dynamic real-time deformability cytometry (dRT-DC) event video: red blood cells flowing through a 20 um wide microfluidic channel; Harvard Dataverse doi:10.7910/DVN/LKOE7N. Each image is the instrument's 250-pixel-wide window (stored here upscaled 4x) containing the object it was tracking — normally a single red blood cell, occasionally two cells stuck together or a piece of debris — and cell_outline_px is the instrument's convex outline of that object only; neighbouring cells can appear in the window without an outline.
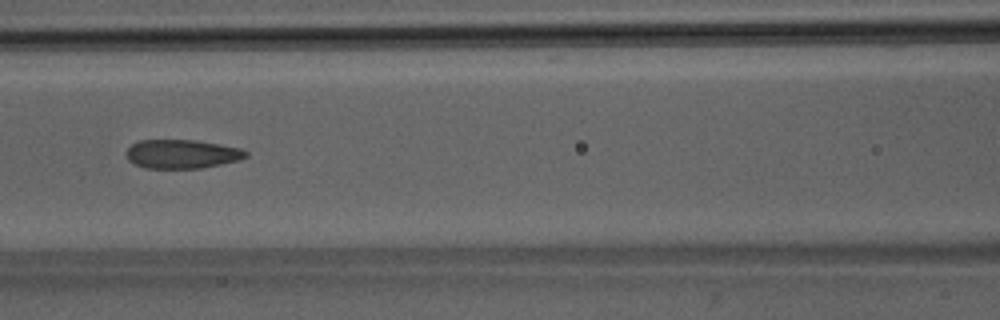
{"species": "Egyptian fruit bat (a non-hibernating species)", "species_latin": "Rousettus aegyptiacus", "temperature_condition": "room temperature", "stored_images_in_passage": 51, "camera_frame_rate_fps": 3000, "um_per_image_px": 0.085, "animal": {"sex": "male"}, "frame": {"image": 1, "passage_image": 23, "time_ms": 7.333, "image_size_px": [1000, 320], "cell_outline_px": [[248, 156], [240, 160], [200, 168], [144, 168], [128, 160], [124, 152], [132, 144], [140, 140], [196, 140], [220, 144], [240, 148], [248, 152]], "centroid_in_image_um": [15.46, 13.08], "position_along_channel_um": 151.1, "area_um2": 20.17}}
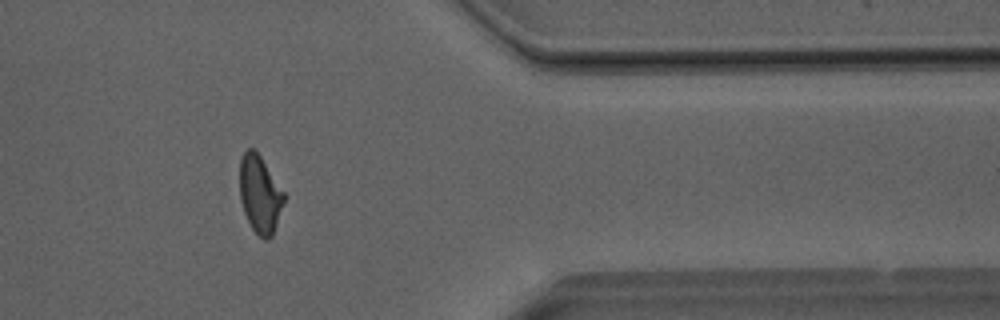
{"frame": {"image": 2, "passage_image": 42, "time_ms": 13.667, "image_size_px": [1000, 320], "cell_outline_px": [[284, 200], [272, 236], [268, 240], [264, 240], [252, 228], [244, 212], [240, 200], [240, 160], [244, 152], [248, 148], [256, 148], [284, 192]], "centroid_in_image_um": [22.08, 16.47], "position_along_channel_um": 389.3, "area_um2": 19.88}}
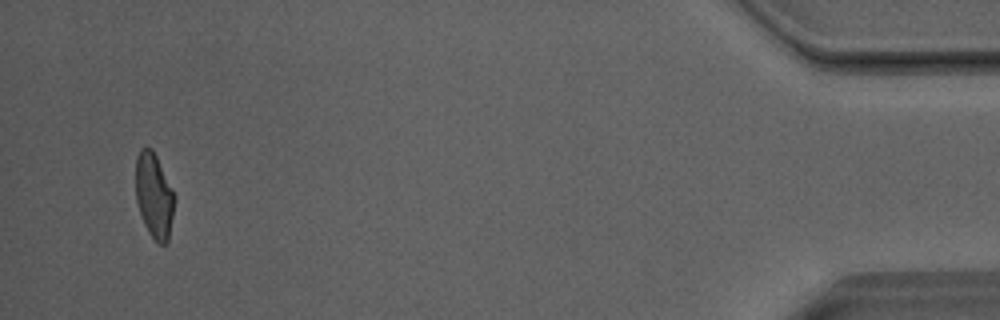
{"frame": {"image": 3, "passage_image": 49, "time_ms": 16.0, "image_size_px": [1000, 320], "cell_outline_px": [[176, 196], [168, 240], [164, 244], [160, 244], [148, 232], [144, 224], [136, 200], [136, 156], [140, 148], [144, 144], [152, 148]], "centroid_in_image_um": [13.09, 16.57], "position_along_channel_um": 422.1, "area_um2": 19.25}, "authors_computed_cell_mechanics": {"area_um2": 21.097, "velocity_mm_per_s": 4.0569, "shape_relaxation_time_tau1_ms": 4.6569, "shape_relaxation_time_tau2_ms": 1.1373, "deformation_change_tau1": 0.135, "deformation_change_tau2": 0.0766}}